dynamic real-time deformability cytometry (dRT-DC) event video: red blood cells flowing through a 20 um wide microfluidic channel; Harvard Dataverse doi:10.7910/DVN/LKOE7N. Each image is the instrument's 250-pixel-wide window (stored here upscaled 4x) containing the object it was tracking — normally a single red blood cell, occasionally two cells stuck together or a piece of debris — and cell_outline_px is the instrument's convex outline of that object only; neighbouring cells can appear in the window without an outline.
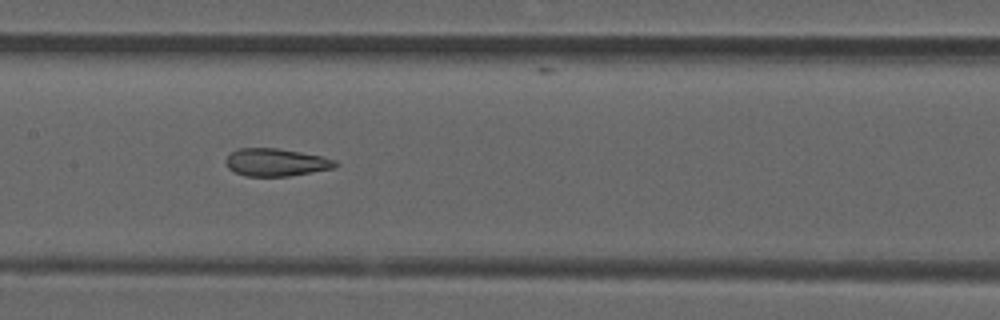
{"species": "common noctule bat (a hibernating species)", "species_latin": "Nyctalus noctula", "temperature_condition": "room temperature", "stored_images_in_passage": 30, "camera_frame_rate_fps": 3000, "um_per_image_px": 0.085, "animal": {"sex": "male", "forearm_length_mm": 52.5}, "frame": {"image": 1, "passage_image": 26, "time_ms": 8.333, "image_size_px": [1000, 320], "cell_outline_px": [[340, 164], [336, 168], [288, 176], [244, 176], [228, 168], [224, 164], [224, 160], [232, 152], [240, 148], [276, 148], [300, 152], [320, 156], [336, 160]], "centroid_in_image_um": [23.47, 13.8], "position_along_channel_um": 183.9, "area_um2": 17.69}}
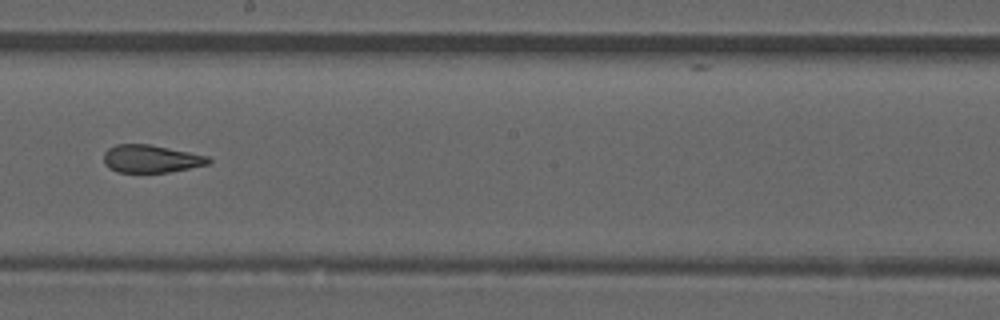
{"frame": {"image": 2, "passage_image": 30, "time_ms": 9.667, "image_size_px": [1000, 320], "cell_outline_px": [[212, 160], [208, 164], [168, 172], [116, 172], [108, 168], [104, 164], [104, 152], [108, 148], [116, 144], [148, 144], [208, 156]], "centroid_in_image_um": [12.79, 13.5], "position_along_channel_um": 235.4, "area_um2": 16.82}}